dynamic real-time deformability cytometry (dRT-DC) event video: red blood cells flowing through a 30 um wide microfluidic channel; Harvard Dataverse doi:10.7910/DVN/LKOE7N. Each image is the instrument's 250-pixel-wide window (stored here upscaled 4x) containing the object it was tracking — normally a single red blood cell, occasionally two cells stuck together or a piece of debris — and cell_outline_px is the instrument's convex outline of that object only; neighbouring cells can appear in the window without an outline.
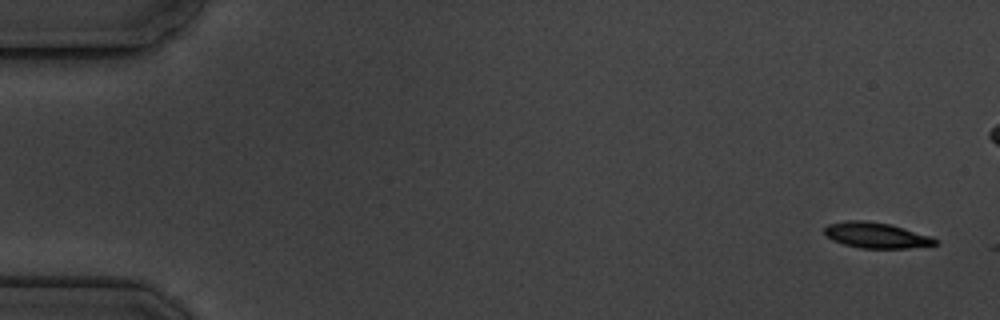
{"species": "common noctule bat (a hibernating species)", "species_latin": "Nyctalus noctula", "temperature_condition": "cold", "stored_images_in_passage": 6, "camera_frame_rate_fps": 3000, "um_per_image_px": 0.085, "animal": {"sex": "male", "body_mass_g": 19.5, "forearm_length_mm": 54.6}, "frame": {"image": 1, "passage_image": 1, "time_ms": 0.0, "image_size_px": [1000, 320], "cell_outline_px": [[940, 244], [908, 248], [860, 248], [844, 244], [832, 240], [824, 232], [824, 228], [828, 224], [848, 220], [864, 220], [888, 224], [932, 236], [940, 240]], "centroid_in_image_um": [74.51, 20.0], "position_along_channel_um": 10.5, "area_um2": 16.53}}